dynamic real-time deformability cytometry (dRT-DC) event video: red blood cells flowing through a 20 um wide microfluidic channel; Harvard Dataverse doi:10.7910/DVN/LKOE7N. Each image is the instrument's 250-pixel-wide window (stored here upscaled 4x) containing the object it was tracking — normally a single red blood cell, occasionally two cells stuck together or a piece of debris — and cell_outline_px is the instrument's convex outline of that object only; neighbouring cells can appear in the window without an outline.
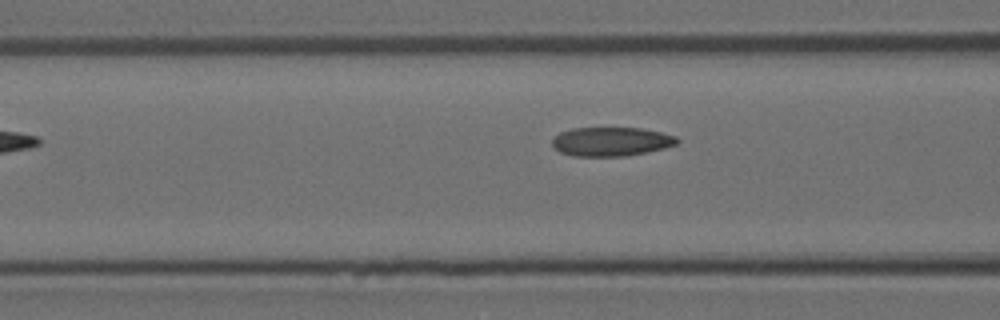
{"species": "Egyptian fruit bat (a non-hibernating species)", "species_latin": "Rousettus aegyptiacus", "temperature_condition": "room temperature", "stored_images_in_passage": 6, "camera_frame_rate_fps": 3000, "um_per_image_px": 0.085, "animal": {"sex": "female"}, "frame": {"image": 1, "passage_image": 6, "time_ms": 5.667, "image_size_px": [1000, 320], "cell_outline_px": [[680, 140], [676, 144], [664, 148], [624, 156], [572, 156], [560, 152], [552, 144], [552, 140], [560, 132], [572, 128], [640, 128], [660, 132], [676, 136]], "centroid_in_image_um": [51.94, 12.03], "position_along_channel_um": 114.7, "area_um2": 20.92}}